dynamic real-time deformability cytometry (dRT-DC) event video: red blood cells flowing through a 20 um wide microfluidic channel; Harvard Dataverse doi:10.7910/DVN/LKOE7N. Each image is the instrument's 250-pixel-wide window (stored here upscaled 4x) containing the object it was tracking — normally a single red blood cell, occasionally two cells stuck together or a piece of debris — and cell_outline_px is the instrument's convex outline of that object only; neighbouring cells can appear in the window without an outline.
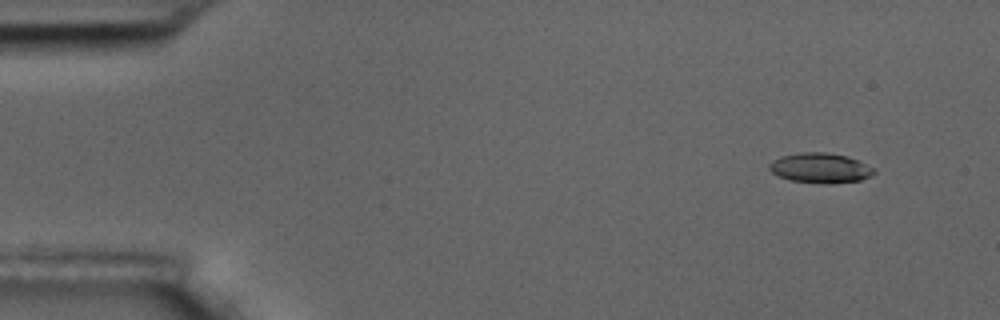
{"species": "common noctule bat (a hibernating species)", "species_latin": "Nyctalus noctula", "temperature_condition": "room temperature", "stored_images_in_passage": 10, "camera_frame_rate_fps": 3000, "um_per_image_px": 0.085, "animal": {"sex": "male", "body_mass_g": 17.5, "forearm_length_mm": 52.3}, "frame": {"image": 1, "passage_image": 1, "time_ms": 0.0, "image_size_px": [1000, 320], "cell_outline_px": [[876, 172], [872, 176], [860, 180], [832, 184], [824, 184], [792, 180], [780, 176], [772, 172], [768, 168], [768, 164], [772, 160], [780, 156], [800, 152], [824, 152], [844, 156], [856, 160], [876, 168]], "centroid_in_image_um": [69.73, 14.28], "position_along_channel_um": 15.3, "area_um2": 18.32}}
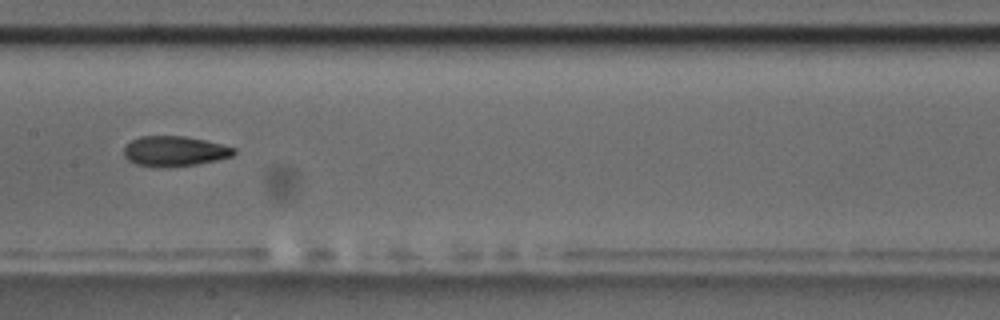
{"frame": {"image": 2, "passage_image": 8, "time_ms": 8.0, "image_size_px": [1000, 320], "cell_outline_px": [[236, 152], [232, 156], [216, 160], [196, 164], [164, 168], [156, 168], [136, 164], [128, 160], [124, 156], [124, 148], [132, 140], [140, 136], [184, 136], [204, 140], [236, 148]], "centroid_in_image_um": [14.82, 12.86], "position_along_channel_um": 192.6, "area_um2": 19.36}}
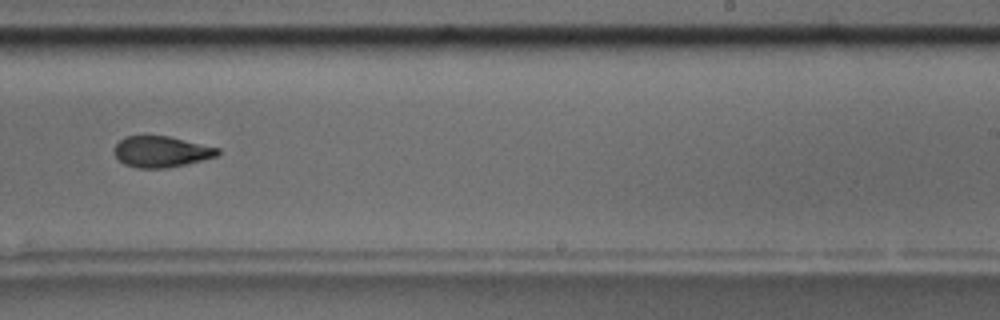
{"frame": {"image": 3, "passage_image": 10, "time_ms": 10.333, "image_size_px": [1000, 320], "cell_outline_px": [[220, 152], [216, 156], [168, 168], [136, 168], [124, 164], [112, 152], [116, 144], [124, 136], [168, 136], [220, 148]], "centroid_in_image_um": [13.67, 12.89], "position_along_channel_um": 275.3, "area_um2": 18.61}}